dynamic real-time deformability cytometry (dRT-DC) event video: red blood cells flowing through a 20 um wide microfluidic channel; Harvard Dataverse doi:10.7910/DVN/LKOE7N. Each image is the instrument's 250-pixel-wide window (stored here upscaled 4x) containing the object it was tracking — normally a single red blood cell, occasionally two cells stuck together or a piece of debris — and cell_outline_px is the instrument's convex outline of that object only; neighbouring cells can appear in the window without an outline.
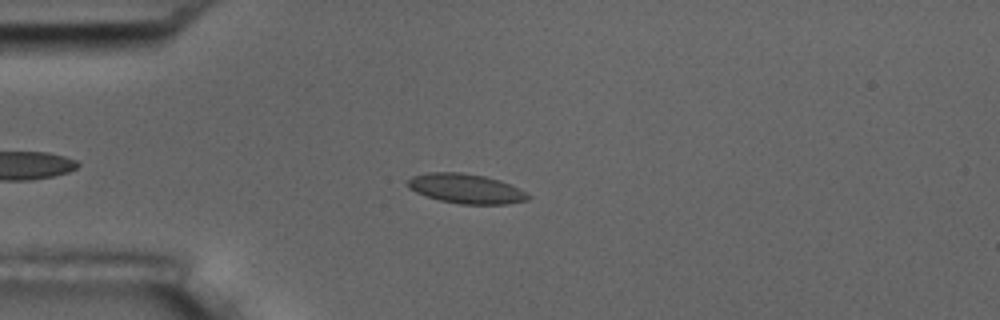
{"species": "common noctule bat (a hibernating species)", "species_latin": "Nyctalus noctula", "temperature_condition": "room temperature", "stored_images_in_passage": 36, "camera_frame_rate_fps": 3000, "um_per_image_px": 0.085, "animal": {"sex": "male", "body_mass_g": 17.5, "forearm_length_mm": 52.3}, "frame": {"image": 1, "passage_image": 5, "time_ms": 1.333, "image_size_px": [1000, 320], "cell_outline_px": [[532, 196], [528, 200], [508, 204], [460, 204], [440, 200], [416, 192], [408, 188], [408, 180], [412, 176], [428, 172], [460, 172], [484, 176], [500, 180]], "centroid_in_image_um": [39.6, 16.03], "position_along_channel_um": 45.4, "area_um2": 20.58}}
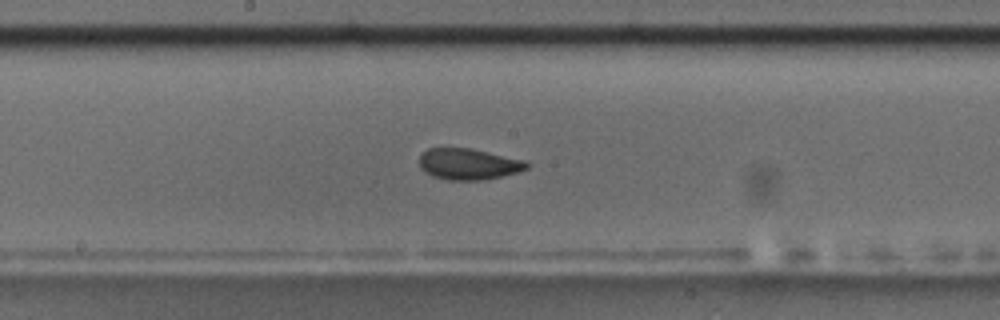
{"frame": {"image": 2, "passage_image": 20, "time_ms": 6.333, "image_size_px": [1000, 320], "cell_outline_px": [[528, 168], [516, 172], [500, 176], [480, 180], [448, 180], [432, 176], [424, 172], [420, 168], [420, 156], [428, 148], [472, 148], [524, 160], [528, 164]], "centroid_in_image_um": [39.79, 13.94], "position_along_channel_um": 208.4, "area_um2": 19.36}}
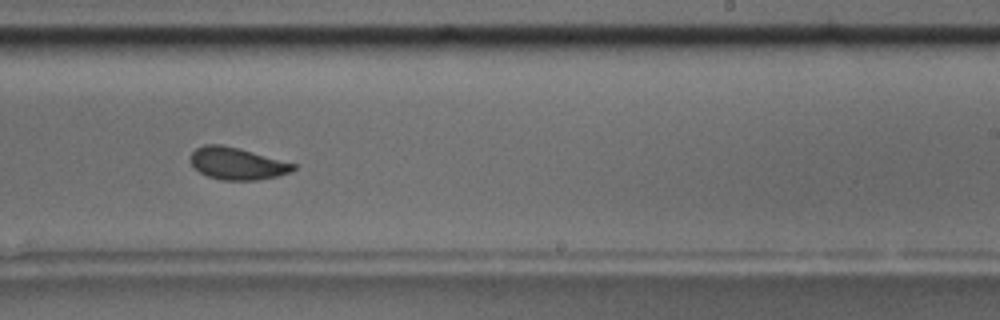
{"frame": {"image": 3, "passage_image": 25, "time_ms": 8.0, "image_size_px": [1000, 320], "cell_outline_px": [[296, 168], [292, 172], [276, 176], [256, 180], [220, 180], [208, 176], [200, 172], [192, 164], [192, 152], [196, 148], [204, 144], [220, 144], [252, 152], [296, 164]], "centroid_in_image_um": [20.16, 13.91], "position_along_channel_um": 268.8, "area_um2": 18.9}, "authors_computed_cell_mechanics": {"area_um2": 19.5364, "velocity_mm_per_s": 3.629, "shape_relaxation_time_tau1_ms": 5.236, "shape_relaxation_time_tau2_ms": 1.2976, "deformation_change_tau1": 0.1263, "deformation_change_tau2": 0.0643}}